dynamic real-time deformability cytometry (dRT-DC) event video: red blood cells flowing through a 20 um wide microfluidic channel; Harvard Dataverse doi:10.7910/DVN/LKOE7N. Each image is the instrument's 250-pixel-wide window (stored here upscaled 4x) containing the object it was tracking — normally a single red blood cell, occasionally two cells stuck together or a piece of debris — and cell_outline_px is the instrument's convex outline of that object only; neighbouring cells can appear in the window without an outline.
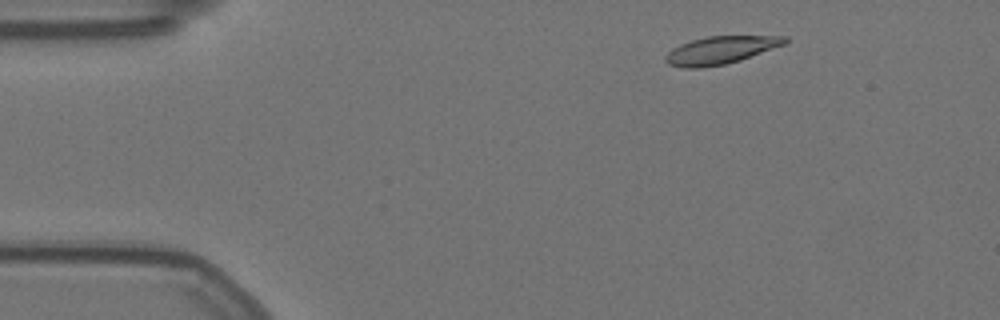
{"species": "Egyptian fruit bat (a non-hibernating species)", "species_latin": "Rousettus aegyptiacus", "temperature_condition": "warm", "stored_images_in_passage": 53, "camera_frame_rate_fps": 3000, "um_per_image_px": 0.085, "animal": {"sex": "female"}, "frame": {"image": 1, "passage_image": 4, "time_ms": 1.0, "image_size_px": [1000, 320], "cell_outline_px": [[788, 40], [784, 44], [740, 60], [724, 64], [700, 68], [684, 68], [668, 64], [664, 60], [664, 56], [672, 48], [680, 44], [692, 40], [708, 36], [788, 36]], "centroid_in_image_um": [61.2, 4.26], "position_along_channel_um": 23.8, "area_um2": 19.13}}
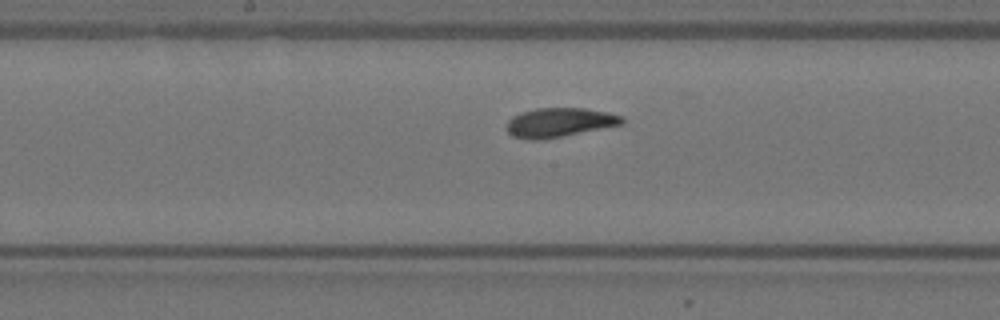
{"frame": {"image": 2, "passage_image": 25, "time_ms": 8.0, "image_size_px": [1000, 320], "cell_outline_px": [[624, 124], [540, 140], [528, 140], [512, 136], [508, 132], [508, 120], [512, 116], [520, 112], [536, 108], [584, 108], [608, 112], [624, 116]], "centroid_in_image_um": [47.55, 10.4], "position_along_channel_um": 200.6, "area_um2": 19.65}}
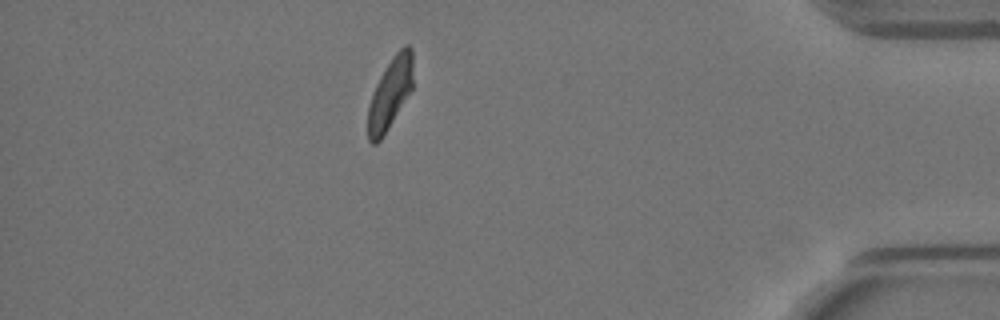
{"frame": {"image": 3, "passage_image": 46, "time_ms": 15.0, "image_size_px": [1000, 320], "cell_outline_px": [[412, 88], [388, 128], [380, 140], [376, 144], [372, 144], [368, 140], [368, 108], [376, 84], [380, 76], [392, 56], [404, 44], [408, 44], [412, 48]], "centroid_in_image_um": [33.16, 7.92], "position_along_channel_um": 402.0, "area_um2": 18.32}, "authors_computed_cell_mechanics": {"area_um2": 19.4786, "velocity_mm_per_s": 3.5326, "shape_relaxation_time_tau1_ms": 3.7446, "shape_relaxation_time_tau2_ms": 2.1108, "deformation_change_tau1": 0.1485, "deformation_change_tau2": 0.065}}